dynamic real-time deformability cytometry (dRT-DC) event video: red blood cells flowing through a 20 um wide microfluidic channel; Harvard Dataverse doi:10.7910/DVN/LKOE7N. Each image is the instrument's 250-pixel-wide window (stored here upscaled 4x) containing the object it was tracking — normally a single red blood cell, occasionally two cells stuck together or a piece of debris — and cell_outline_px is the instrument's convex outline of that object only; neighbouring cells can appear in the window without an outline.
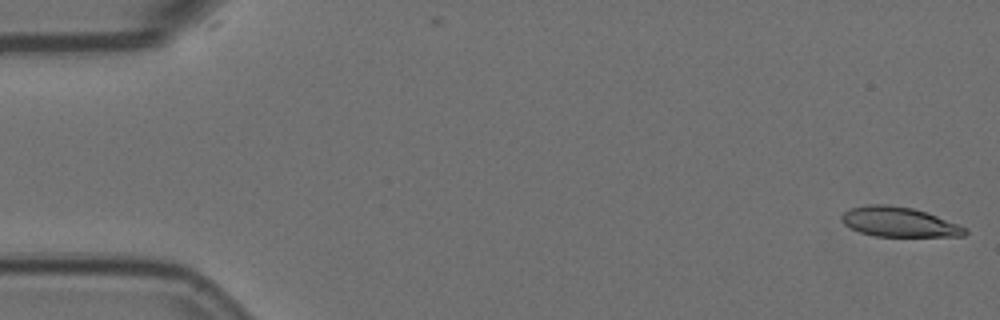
{"species": "Egyptian fruit bat (a non-hibernating species)", "species_latin": "Rousettus aegyptiacus", "temperature_condition": "room temperature", "stored_images_in_passage": 57, "segment_of_instrument_passage": [1, 2], "camera_frame_rate_fps": 3000, "um_per_image_px": 0.085, "animal": {"sex": "female"}, "frame": {"image": 1, "passage_image": 1, "time_ms": 0.0, "image_size_px": [1000, 320], "cell_outline_px": [[968, 232], [964, 236], [876, 236], [860, 232], [844, 224], [840, 220], [840, 216], [844, 212], [852, 208], [868, 204], [888, 204], [912, 208], [936, 216], [968, 228]], "centroid_in_image_um": [76.4, 18.87], "position_along_channel_um": 8.6, "area_um2": 21.21}}
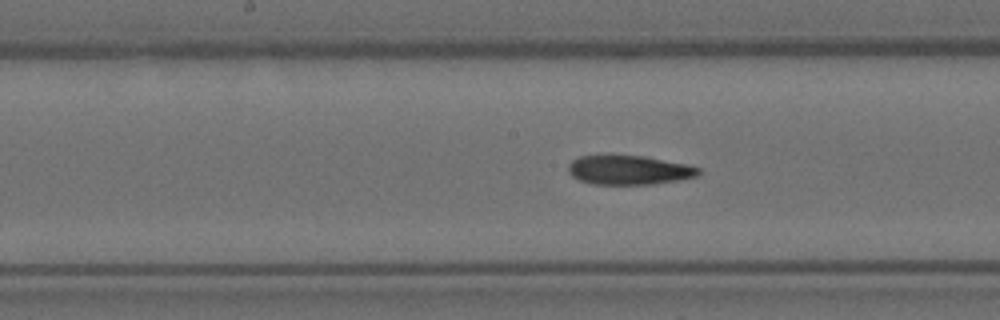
{"frame": {"image": 2, "passage_image": 28, "time_ms": 9.0, "image_size_px": [1000, 320], "cell_outline_px": [[700, 176], [680, 180], [652, 184], [592, 184], [580, 180], [572, 176], [568, 172], [568, 164], [572, 160], [580, 156], [608, 152], [640, 156], [684, 164], [700, 168]], "centroid_in_image_um": [53.39, 14.42], "position_along_channel_um": 194.8, "area_um2": 22.77}}
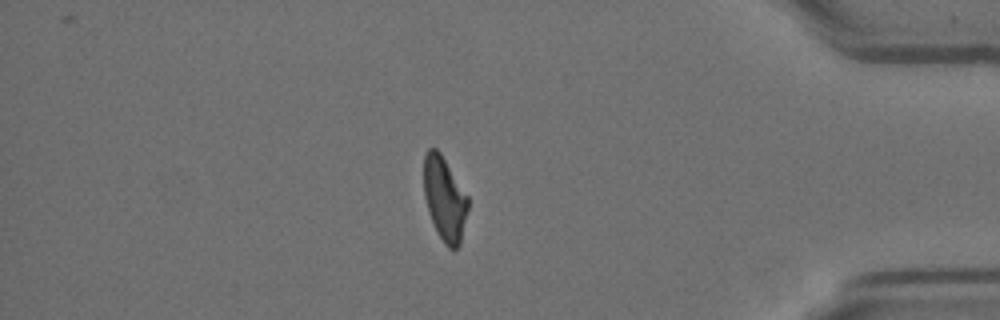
{"frame": {"image": 3, "passage_image": 48, "time_ms": 15.667, "image_size_px": [1000, 320], "cell_outline_px": [[468, 208], [460, 244], [452, 252], [444, 244], [436, 232], [428, 212], [424, 196], [424, 156], [428, 148], [436, 148], [440, 152], [468, 196]], "centroid_in_image_um": [37.78, 16.93], "position_along_channel_um": 397.4, "area_um2": 21.73}}